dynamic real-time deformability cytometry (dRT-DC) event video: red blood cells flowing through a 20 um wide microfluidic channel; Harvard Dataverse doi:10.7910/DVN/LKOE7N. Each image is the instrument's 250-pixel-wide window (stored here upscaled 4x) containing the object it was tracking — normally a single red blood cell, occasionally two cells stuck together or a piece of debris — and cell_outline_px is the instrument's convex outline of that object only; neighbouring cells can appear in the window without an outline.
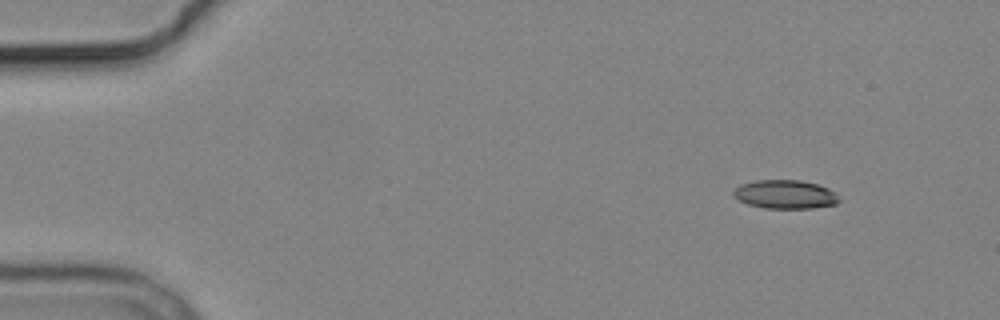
{"species": "common noctule bat (a hibernating species)", "species_latin": "Nyctalus noctula", "temperature_condition": "cold", "stored_images_in_passage": 4, "camera_frame_rate_fps": 3000, "um_per_image_px": 0.085, "animal": {"sex": "male", "body_mass_g": 19.2, "forearm_length_mm": 51.8}, "frame": {"image": 1, "passage_image": 1, "time_ms": 0.0, "image_size_px": [1000, 320], "cell_outline_px": [[840, 200], [836, 204], [812, 208], [764, 208], [748, 204], [732, 196], [732, 192], [740, 184], [756, 180], [800, 180], [816, 184], [828, 188], [836, 192]], "centroid_in_image_um": [66.74, 16.52], "position_along_channel_um": 18.3, "area_um2": 17.69}}
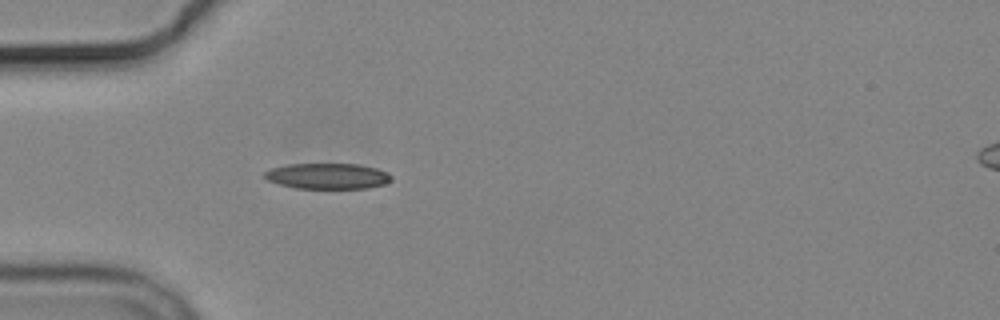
{"frame": {"image": 2, "passage_image": 4, "time_ms": 3.667, "image_size_px": [1000, 320], "cell_outline_px": [[392, 180], [384, 184], [368, 188], [296, 188], [280, 184], [268, 180], [264, 176], [264, 172], [272, 168], [288, 164], [360, 164], [376, 168], [388, 172], [392, 176]], "centroid_in_image_um": [27.88, 14.96], "position_along_channel_um": 57.1, "area_um2": 18.96}}